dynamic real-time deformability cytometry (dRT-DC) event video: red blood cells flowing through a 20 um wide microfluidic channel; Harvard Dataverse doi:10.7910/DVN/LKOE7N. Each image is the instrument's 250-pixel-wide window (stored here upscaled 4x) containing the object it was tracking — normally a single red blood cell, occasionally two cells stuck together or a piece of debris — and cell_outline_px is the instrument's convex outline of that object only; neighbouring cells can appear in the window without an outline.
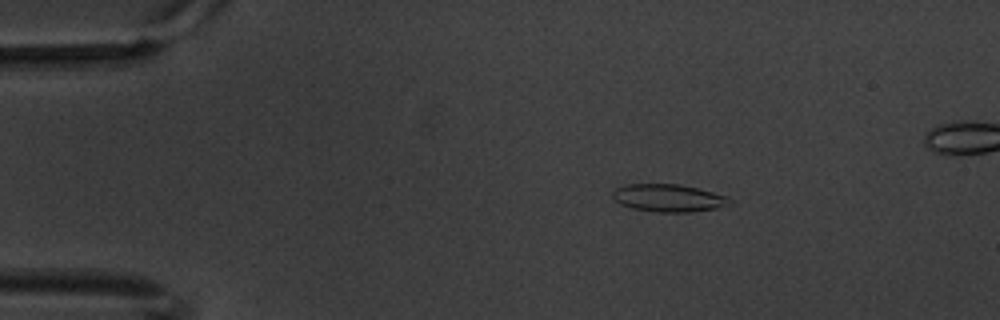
{"species": "common noctule bat (a hibernating species)", "species_latin": "Nyctalus noctula", "temperature_condition": "warm", "stored_images_in_passage": 6, "camera_frame_rate_fps": 3000, "um_per_image_px": 0.085, "animal": {"sex": "male", "body_mass_g": 20.1, "forearm_length_mm": 53.5}, "frame": {"image": 1, "passage_image": 3, "time_ms": 0.667, "image_size_px": [1000, 320], "cell_outline_px": [[736, 204], [716, 208], [692, 212], [656, 212], [632, 208], [620, 204], [612, 196], [612, 188], [628, 184], [680, 184], [728, 196]], "centroid_in_image_um": [56.84, 16.83], "position_along_channel_um": 28.2, "area_um2": 19.07}}